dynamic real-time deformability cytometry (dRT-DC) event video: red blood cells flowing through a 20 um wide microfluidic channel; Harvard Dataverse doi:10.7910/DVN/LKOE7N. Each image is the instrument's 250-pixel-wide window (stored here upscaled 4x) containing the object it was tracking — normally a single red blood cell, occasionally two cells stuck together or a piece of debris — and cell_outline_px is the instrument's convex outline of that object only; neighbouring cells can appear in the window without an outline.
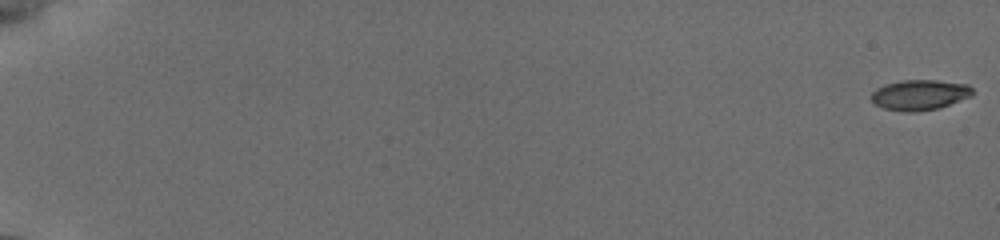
{"species": "common noctule bat (a hibernating species)", "species_latin": "Nyctalus noctula", "temperature_condition": "cold", "stored_images_in_passage": 37, "camera_frame_rate_fps": 3000, "um_per_image_px": 0.085, "animal": {"sex": "female", "body_mass_g": 19.5, "forearm_length_mm": 54.1}, "frame": {"image": 1, "passage_image": 1, "time_ms": 0.0, "image_size_px": [1000, 240], "cell_outline_px": [[972, 96], [940, 108], [916, 112], [904, 112], [884, 108], [876, 104], [872, 100], [872, 92], [876, 88], [884, 84], [900, 80], [936, 80], [968, 84], [972, 88]], "centroid_in_image_um": [78.18, 8.06], "position_along_channel_um": 6.8, "area_um2": 18.03}}
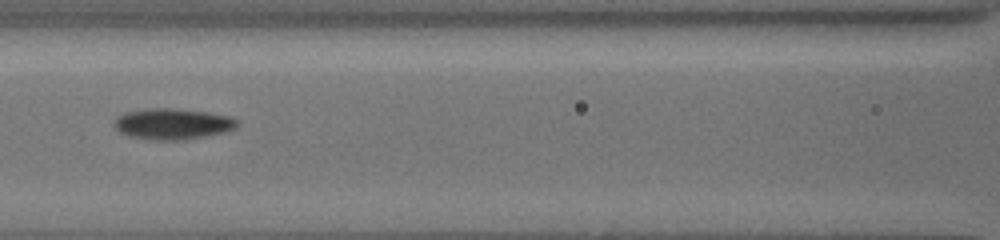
{"frame": {"image": 2, "passage_image": 22, "time_ms": 9.333, "image_size_px": [1000, 240], "cell_outline_px": [[240, 124], [236, 128], [228, 132], [208, 136], [184, 140], [152, 140], [128, 136], [120, 132], [112, 124], [116, 116], [124, 112], [152, 108], [172, 108], [208, 112], [232, 116], [240, 120]], "centroid_in_image_um": [14.72, 10.53], "position_along_channel_um": 151.9, "area_um2": 22.77}}
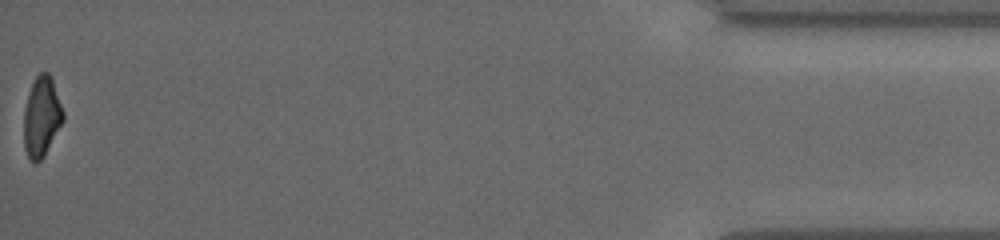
{"frame": {"image": 3, "passage_image": 37, "time_ms": 18.667, "image_size_px": [1000, 240], "cell_outline_px": [[64, 120], [44, 156], [36, 164], [32, 164], [28, 160], [24, 148], [24, 108], [28, 92], [36, 76], [40, 72], [48, 72], [52, 80], [64, 112]], "centroid_in_image_um": [3.52, 9.97], "position_along_channel_um": 431.7, "area_um2": 18.5}, "authors_computed_cell_mechanics": {"area_um2": 19.2474, "velocity_mm_per_s": 3.8387, "shape_relaxation_time_tau1_ms": 1.4949, "shape_relaxation_time_tau2_ms": 6.926, "deformation_change_tau1": 0.1117, "deformation_change_tau2": 0.1443}}